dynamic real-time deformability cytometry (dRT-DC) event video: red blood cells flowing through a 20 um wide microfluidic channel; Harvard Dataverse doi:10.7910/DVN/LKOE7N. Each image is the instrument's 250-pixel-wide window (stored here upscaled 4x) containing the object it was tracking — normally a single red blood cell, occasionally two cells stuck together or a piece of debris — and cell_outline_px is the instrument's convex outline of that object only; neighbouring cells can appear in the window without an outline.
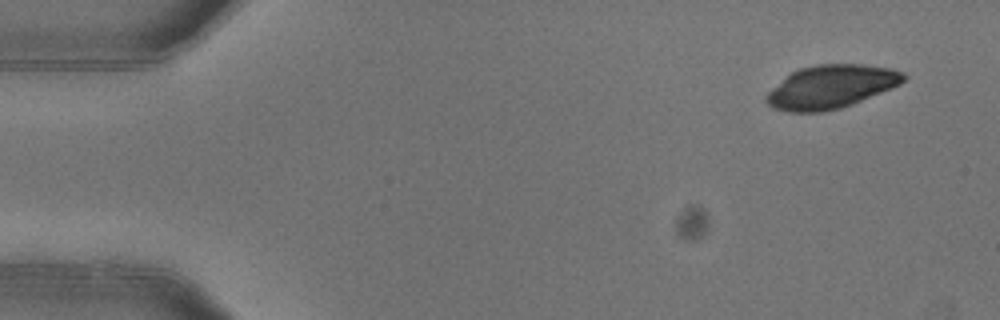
{"species": "common noctule bat (a hibernating species)", "species_latin": "Nyctalus noctula", "temperature_condition": "warm", "stored_images_in_passage": 4, "camera_frame_rate_fps": 3000, "um_per_image_px": 0.085, "animal": {"sex": "female"}, "frame": {"image": 1, "passage_image": 1, "time_ms": 0.0, "image_size_px": [1000, 320], "cell_outline_px": [[908, 76], [900, 84], [892, 88], [852, 104], [840, 108], [824, 112], [788, 112], [772, 108], [764, 100], [764, 96], [772, 88], [792, 72], [800, 68], [816, 64], [864, 64], [892, 68], [904, 72]], "centroid_in_image_um": [70.65, 7.37], "position_along_channel_um": 14.4, "area_um2": 34.8}}